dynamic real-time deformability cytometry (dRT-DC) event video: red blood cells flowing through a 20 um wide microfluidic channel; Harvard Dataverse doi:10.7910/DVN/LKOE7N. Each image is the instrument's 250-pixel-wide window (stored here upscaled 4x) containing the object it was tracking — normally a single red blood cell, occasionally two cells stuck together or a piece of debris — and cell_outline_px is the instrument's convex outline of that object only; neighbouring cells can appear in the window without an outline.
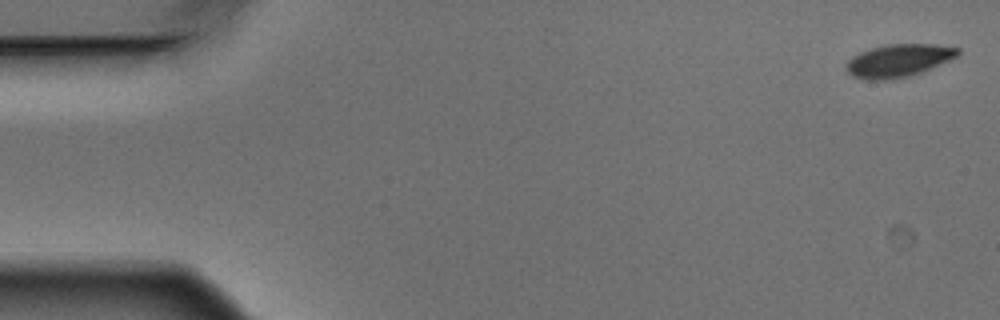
{"species": "Egyptian fruit bat (a non-hibernating species)", "species_latin": "Rousettus aegyptiacus", "temperature_condition": "warm", "stored_images_in_passage": 5, "camera_frame_rate_fps": 3000, "um_per_image_px": 0.085, "animal": {"sex": "male"}, "frame": {"image": 1, "passage_image": 1, "time_ms": 0.0, "image_size_px": [1000, 320], "cell_outline_px": [[960, 52], [956, 56], [948, 60], [920, 72], [908, 76], [888, 80], [868, 80], [852, 76], [848, 72], [844, 64], [852, 56], [860, 52], [884, 44], [936, 44], [960, 48]], "centroid_in_image_um": [76.32, 5.14], "position_along_channel_um": 8.7, "area_um2": 21.21}}
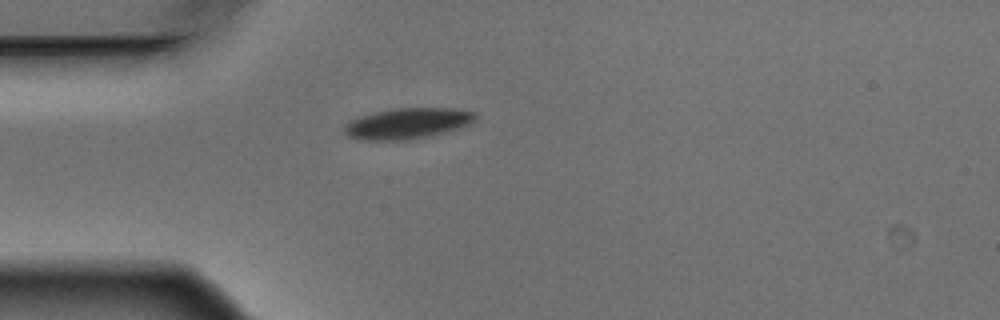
{"frame": {"image": 2, "passage_image": 5, "time_ms": 1.333, "image_size_px": [1000, 320], "cell_outline_px": [[476, 120], [468, 124], [456, 128], [428, 136], [408, 140], [360, 140], [348, 136], [344, 132], [344, 124], [348, 120], [372, 112], [392, 108], [456, 108], [476, 112]], "centroid_in_image_um": [34.58, 10.48], "position_along_channel_um": 50.4, "area_um2": 23.64}}